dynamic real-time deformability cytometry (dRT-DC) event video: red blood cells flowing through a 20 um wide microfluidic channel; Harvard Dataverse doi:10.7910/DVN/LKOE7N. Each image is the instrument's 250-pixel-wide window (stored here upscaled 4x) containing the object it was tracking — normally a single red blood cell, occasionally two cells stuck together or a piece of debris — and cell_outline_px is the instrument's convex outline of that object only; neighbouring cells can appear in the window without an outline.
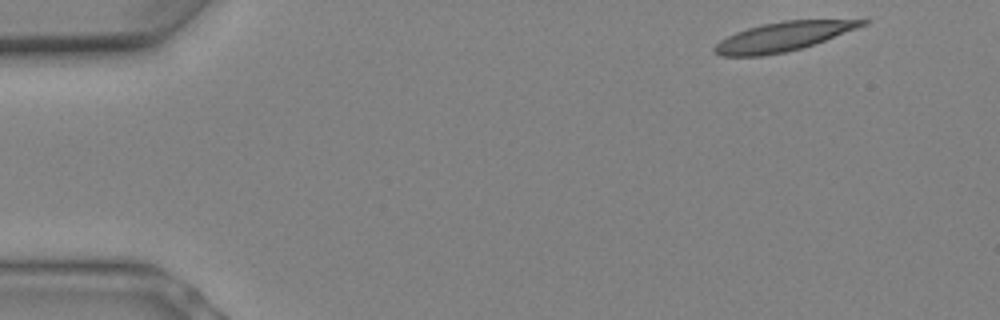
{"species": "Egyptian fruit bat (a non-hibernating species)", "species_latin": "Rousettus aegyptiacus", "temperature_condition": "warm", "stored_images_in_passage": 8, "camera_frame_rate_fps": 3000, "um_per_image_px": 0.085, "animal": {"sex": "female"}, "frame": {"image": 1, "passage_image": 1, "time_ms": 0.0, "image_size_px": [1000, 320], "cell_outline_px": [[872, 20], [868, 24], [824, 40], [800, 48], [784, 52], [760, 56], [720, 56], [712, 48], [720, 40], [736, 32], [748, 28], [764, 24], [784, 20]], "centroid_in_image_um": [66.53, 3.11], "position_along_channel_um": 18.5, "area_um2": 24.57}}
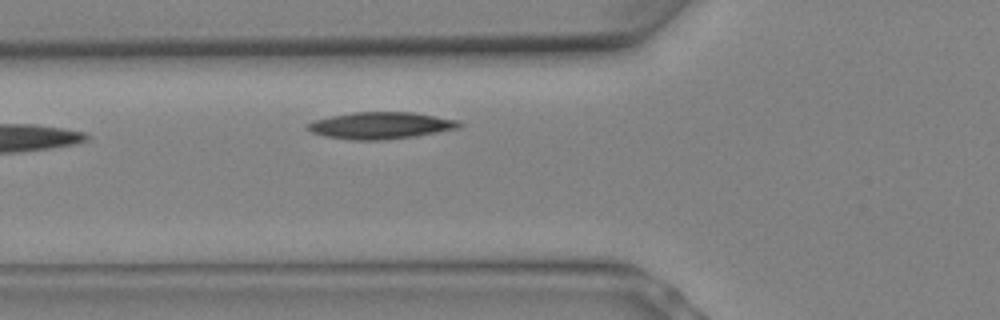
{"frame": {"image": 2, "passage_image": 8, "time_ms": 2.333, "image_size_px": [1000, 320], "cell_outline_px": [[464, 124], [460, 128], [416, 136], [384, 140], [352, 140], [324, 136], [312, 132], [308, 128], [308, 124], [312, 120], [352, 112], [412, 112], [460, 120]], "centroid_in_image_um": [32.41, 10.66], "position_along_channel_um": 93.4, "area_um2": 23.81}}